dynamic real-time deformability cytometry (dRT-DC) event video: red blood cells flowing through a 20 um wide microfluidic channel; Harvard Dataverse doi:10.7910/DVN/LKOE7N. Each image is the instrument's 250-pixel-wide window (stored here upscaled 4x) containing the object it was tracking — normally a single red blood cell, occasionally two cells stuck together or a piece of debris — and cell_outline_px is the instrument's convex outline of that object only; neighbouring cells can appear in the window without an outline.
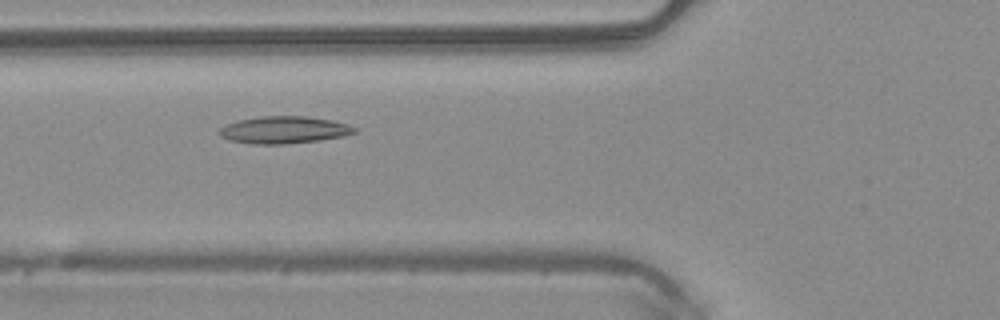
{"species": "common noctule bat (a hibernating species)", "species_latin": "Nyctalus noctula", "temperature_condition": "warm", "stored_images_in_passage": 47, "camera_frame_rate_fps": 3000, "um_per_image_px": 0.085, "animal": {"sex": "male", "body_mass_g": 20.4}, "frame": {"image": 1, "passage_image": 16, "time_ms": 5.0, "image_size_px": [1000, 320], "cell_outline_px": [[360, 132], [344, 136], [320, 140], [284, 144], [252, 144], [228, 140], [220, 136], [216, 132], [220, 128], [228, 124], [240, 120], [260, 116], [304, 116], [332, 120], [348, 124], [356, 128]], "centroid_in_image_um": [24.16, 11.05], "position_along_channel_um": 101.6, "area_um2": 21.56}}
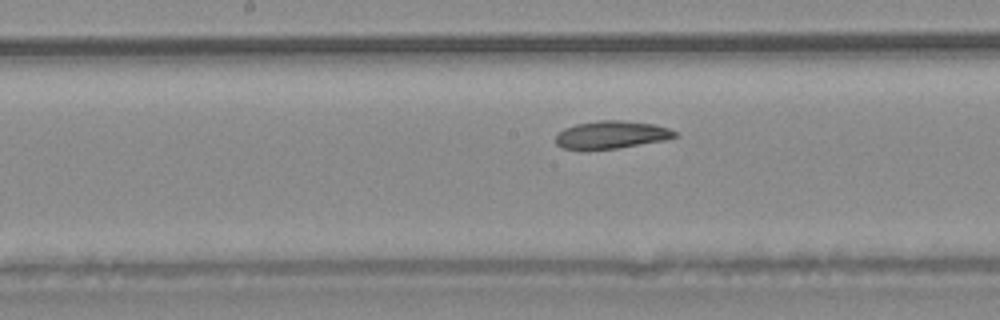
{"frame": {"image": 2, "passage_image": 23, "time_ms": 7.333, "image_size_px": [1000, 320], "cell_outline_px": [[676, 136], [664, 140], [616, 148], [580, 152], [564, 148], [556, 144], [556, 136], [564, 128], [576, 124], [596, 120], [620, 120], [652, 124], [668, 128], [676, 132]], "centroid_in_image_um": [51.88, 11.48], "position_along_channel_um": 196.3, "area_um2": 19.42}}
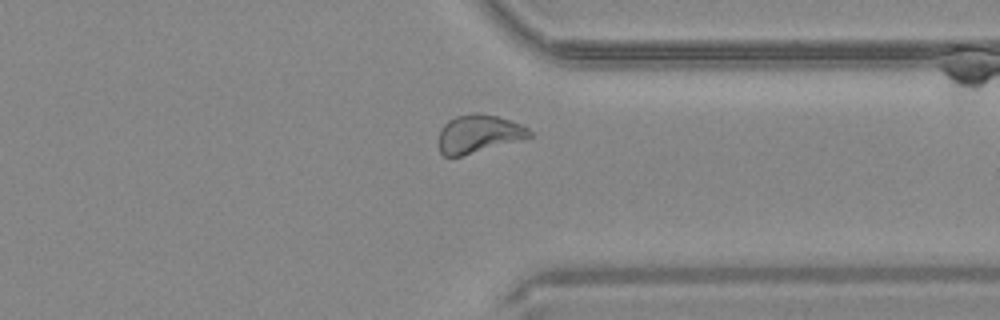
{"frame": {"image": 3, "passage_image": 36, "time_ms": 11.667, "image_size_px": [1000, 320], "cell_outline_px": [[532, 136], [460, 156], [444, 156], [440, 152], [440, 128], [448, 120], [456, 116], [472, 112], [480, 112], [496, 116], [520, 124], [528, 128], [532, 132]], "centroid_in_image_um": [40.65, 11.34], "position_along_channel_um": 370.7, "area_um2": 19.77}, "authors_computed_cell_mechanics": {"area_um2": 20.9236, "velocity_mm_per_s": 4.0497, "shape_relaxation_time_tau1_ms": 4.476, "shape_relaxation_time_tau2_ms": 3.4112, "deformation_change_tau1": 0.1371, "deformation_change_tau2": 0.1007}}